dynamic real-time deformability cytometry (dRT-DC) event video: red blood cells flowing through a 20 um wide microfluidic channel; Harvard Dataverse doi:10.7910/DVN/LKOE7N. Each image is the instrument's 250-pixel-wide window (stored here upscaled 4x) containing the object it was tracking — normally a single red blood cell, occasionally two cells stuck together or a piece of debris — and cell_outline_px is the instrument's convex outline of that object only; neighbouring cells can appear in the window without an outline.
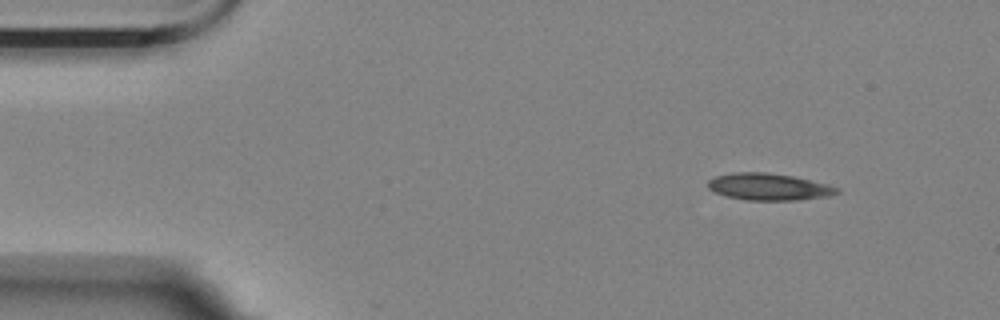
{"species": "Egyptian fruit bat (a non-hibernating species)", "species_latin": "Rousettus aegyptiacus", "temperature_condition": "room temperature", "stored_images_in_passage": 4, "camera_frame_rate_fps": 3000, "um_per_image_px": 0.085, "animal": {"sex": "female"}, "frame": {"image": 1, "passage_image": 1, "time_ms": 0.0, "image_size_px": [1000, 320], "cell_outline_px": [[840, 192], [828, 196], [800, 200], [748, 200], [728, 196], [716, 192], [708, 188], [708, 180], [716, 176], [736, 172], [764, 172], [792, 176], [824, 184], [836, 188]], "centroid_in_image_um": [65.31, 15.88], "position_along_channel_um": 19.7, "area_um2": 19.77}}